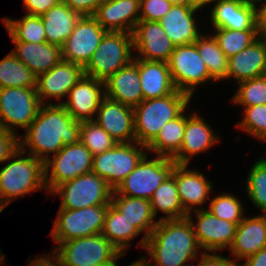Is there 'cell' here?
<instances>
[{"mask_svg": "<svg viewBox=\"0 0 266 266\" xmlns=\"http://www.w3.org/2000/svg\"><path fill=\"white\" fill-rule=\"evenodd\" d=\"M80 128L81 121L75 120L62 104H42L20 137V148L45 162L63 146L80 142Z\"/></svg>", "mask_w": 266, "mask_h": 266, "instance_id": "1", "label": "cell"}, {"mask_svg": "<svg viewBox=\"0 0 266 266\" xmlns=\"http://www.w3.org/2000/svg\"><path fill=\"white\" fill-rule=\"evenodd\" d=\"M144 249L154 261L143 256L146 266H185L188 261L198 259L201 247L190 220L185 217L159 220L146 238Z\"/></svg>", "mask_w": 266, "mask_h": 266, "instance_id": "2", "label": "cell"}, {"mask_svg": "<svg viewBox=\"0 0 266 266\" xmlns=\"http://www.w3.org/2000/svg\"><path fill=\"white\" fill-rule=\"evenodd\" d=\"M19 148L0 169V210L31 192L47 190L44 161ZM21 156V157H20ZM23 156V157H22ZM13 159V160H12Z\"/></svg>", "mask_w": 266, "mask_h": 266, "instance_id": "3", "label": "cell"}, {"mask_svg": "<svg viewBox=\"0 0 266 266\" xmlns=\"http://www.w3.org/2000/svg\"><path fill=\"white\" fill-rule=\"evenodd\" d=\"M191 101V97L176 90L174 93L143 100L134 109L136 142L147 146L169 121L178 117Z\"/></svg>", "mask_w": 266, "mask_h": 266, "instance_id": "4", "label": "cell"}, {"mask_svg": "<svg viewBox=\"0 0 266 266\" xmlns=\"http://www.w3.org/2000/svg\"><path fill=\"white\" fill-rule=\"evenodd\" d=\"M53 253L61 266L112 265L123 256L101 233L56 243Z\"/></svg>", "mask_w": 266, "mask_h": 266, "instance_id": "5", "label": "cell"}, {"mask_svg": "<svg viewBox=\"0 0 266 266\" xmlns=\"http://www.w3.org/2000/svg\"><path fill=\"white\" fill-rule=\"evenodd\" d=\"M132 50V33L108 31L84 68L85 75L105 82L134 59Z\"/></svg>", "mask_w": 266, "mask_h": 266, "instance_id": "6", "label": "cell"}, {"mask_svg": "<svg viewBox=\"0 0 266 266\" xmlns=\"http://www.w3.org/2000/svg\"><path fill=\"white\" fill-rule=\"evenodd\" d=\"M146 154L135 169L113 190L112 194L150 200L154 191L172 175L177 164L173 159L159 156L148 160Z\"/></svg>", "mask_w": 266, "mask_h": 266, "instance_id": "7", "label": "cell"}, {"mask_svg": "<svg viewBox=\"0 0 266 266\" xmlns=\"http://www.w3.org/2000/svg\"><path fill=\"white\" fill-rule=\"evenodd\" d=\"M113 190L99 175L90 172L57 186L51 193L60 195L59 209H81L110 205Z\"/></svg>", "mask_w": 266, "mask_h": 266, "instance_id": "8", "label": "cell"}, {"mask_svg": "<svg viewBox=\"0 0 266 266\" xmlns=\"http://www.w3.org/2000/svg\"><path fill=\"white\" fill-rule=\"evenodd\" d=\"M109 205L81 209H59L50 235L54 243L96 235L102 232Z\"/></svg>", "mask_w": 266, "mask_h": 266, "instance_id": "9", "label": "cell"}, {"mask_svg": "<svg viewBox=\"0 0 266 266\" xmlns=\"http://www.w3.org/2000/svg\"><path fill=\"white\" fill-rule=\"evenodd\" d=\"M146 154V146L136 141L117 143L113 148L93 156L91 172L99 175L115 189Z\"/></svg>", "mask_w": 266, "mask_h": 266, "instance_id": "10", "label": "cell"}, {"mask_svg": "<svg viewBox=\"0 0 266 266\" xmlns=\"http://www.w3.org/2000/svg\"><path fill=\"white\" fill-rule=\"evenodd\" d=\"M93 155L81 143L63 146L44 162L45 184L49 194L59 185L92 171ZM51 169V170H50Z\"/></svg>", "mask_w": 266, "mask_h": 266, "instance_id": "11", "label": "cell"}, {"mask_svg": "<svg viewBox=\"0 0 266 266\" xmlns=\"http://www.w3.org/2000/svg\"><path fill=\"white\" fill-rule=\"evenodd\" d=\"M167 63L175 88L191 98L196 87L214 82L195 43L175 46Z\"/></svg>", "mask_w": 266, "mask_h": 266, "instance_id": "12", "label": "cell"}, {"mask_svg": "<svg viewBox=\"0 0 266 266\" xmlns=\"http://www.w3.org/2000/svg\"><path fill=\"white\" fill-rule=\"evenodd\" d=\"M41 106L36 88H1L0 127L14 133L15 126L26 130L36 118Z\"/></svg>", "mask_w": 266, "mask_h": 266, "instance_id": "13", "label": "cell"}, {"mask_svg": "<svg viewBox=\"0 0 266 266\" xmlns=\"http://www.w3.org/2000/svg\"><path fill=\"white\" fill-rule=\"evenodd\" d=\"M107 32L93 15L80 16L61 46L62 59L85 68Z\"/></svg>", "mask_w": 266, "mask_h": 266, "instance_id": "14", "label": "cell"}, {"mask_svg": "<svg viewBox=\"0 0 266 266\" xmlns=\"http://www.w3.org/2000/svg\"><path fill=\"white\" fill-rule=\"evenodd\" d=\"M196 215V223L192 220V214ZM193 227L197 241L201 249L206 252H217L231 248L238 224L222 220L207 209L191 211L186 216Z\"/></svg>", "mask_w": 266, "mask_h": 266, "instance_id": "15", "label": "cell"}, {"mask_svg": "<svg viewBox=\"0 0 266 266\" xmlns=\"http://www.w3.org/2000/svg\"><path fill=\"white\" fill-rule=\"evenodd\" d=\"M132 36L135 59L168 62L175 49L159 21L139 20Z\"/></svg>", "mask_w": 266, "mask_h": 266, "instance_id": "16", "label": "cell"}, {"mask_svg": "<svg viewBox=\"0 0 266 266\" xmlns=\"http://www.w3.org/2000/svg\"><path fill=\"white\" fill-rule=\"evenodd\" d=\"M105 97V83L84 75L68 92L62 105L77 121L94 120L102 99Z\"/></svg>", "mask_w": 266, "mask_h": 266, "instance_id": "17", "label": "cell"}, {"mask_svg": "<svg viewBox=\"0 0 266 266\" xmlns=\"http://www.w3.org/2000/svg\"><path fill=\"white\" fill-rule=\"evenodd\" d=\"M94 120L118 143L135 142L134 109L106 96Z\"/></svg>", "mask_w": 266, "mask_h": 266, "instance_id": "18", "label": "cell"}, {"mask_svg": "<svg viewBox=\"0 0 266 266\" xmlns=\"http://www.w3.org/2000/svg\"><path fill=\"white\" fill-rule=\"evenodd\" d=\"M85 75L84 68L78 64L62 60L36 79V91L42 104L48 98L57 99L61 104L70 89ZM60 100V101H59Z\"/></svg>", "mask_w": 266, "mask_h": 266, "instance_id": "19", "label": "cell"}, {"mask_svg": "<svg viewBox=\"0 0 266 266\" xmlns=\"http://www.w3.org/2000/svg\"><path fill=\"white\" fill-rule=\"evenodd\" d=\"M188 165L176 164L172 171L181 204L187 213L201 209L199 207L205 203L213 190L211 180L208 181L199 170L188 169Z\"/></svg>", "mask_w": 266, "mask_h": 266, "instance_id": "20", "label": "cell"}, {"mask_svg": "<svg viewBox=\"0 0 266 266\" xmlns=\"http://www.w3.org/2000/svg\"><path fill=\"white\" fill-rule=\"evenodd\" d=\"M198 113L186 116V126L180 150L171 158L177 164H189L191 157L209 150L219 138Z\"/></svg>", "mask_w": 266, "mask_h": 266, "instance_id": "21", "label": "cell"}, {"mask_svg": "<svg viewBox=\"0 0 266 266\" xmlns=\"http://www.w3.org/2000/svg\"><path fill=\"white\" fill-rule=\"evenodd\" d=\"M210 10L213 28L257 30L255 4L243 0H216Z\"/></svg>", "mask_w": 266, "mask_h": 266, "instance_id": "22", "label": "cell"}, {"mask_svg": "<svg viewBox=\"0 0 266 266\" xmlns=\"http://www.w3.org/2000/svg\"><path fill=\"white\" fill-rule=\"evenodd\" d=\"M105 96L129 107L143 101V91L139 77V59H134L119 69L105 82Z\"/></svg>", "mask_w": 266, "mask_h": 266, "instance_id": "23", "label": "cell"}, {"mask_svg": "<svg viewBox=\"0 0 266 266\" xmlns=\"http://www.w3.org/2000/svg\"><path fill=\"white\" fill-rule=\"evenodd\" d=\"M107 31L132 33L140 16V0H105L93 15Z\"/></svg>", "mask_w": 266, "mask_h": 266, "instance_id": "24", "label": "cell"}, {"mask_svg": "<svg viewBox=\"0 0 266 266\" xmlns=\"http://www.w3.org/2000/svg\"><path fill=\"white\" fill-rule=\"evenodd\" d=\"M198 10L191 5L173 4L170 11L159 20L167 36L175 46L194 43L202 34L198 30L194 16Z\"/></svg>", "mask_w": 266, "mask_h": 266, "instance_id": "25", "label": "cell"}, {"mask_svg": "<svg viewBox=\"0 0 266 266\" xmlns=\"http://www.w3.org/2000/svg\"><path fill=\"white\" fill-rule=\"evenodd\" d=\"M266 75V38L259 37L250 46L228 58L227 79L240 83Z\"/></svg>", "mask_w": 266, "mask_h": 266, "instance_id": "26", "label": "cell"}, {"mask_svg": "<svg viewBox=\"0 0 266 266\" xmlns=\"http://www.w3.org/2000/svg\"><path fill=\"white\" fill-rule=\"evenodd\" d=\"M266 247V214L244 217L238 224L231 251L234 260H245Z\"/></svg>", "mask_w": 266, "mask_h": 266, "instance_id": "27", "label": "cell"}, {"mask_svg": "<svg viewBox=\"0 0 266 266\" xmlns=\"http://www.w3.org/2000/svg\"><path fill=\"white\" fill-rule=\"evenodd\" d=\"M12 42L15 45L12 53L22 61L36 77L46 73L63 60L61 47L58 45L48 42Z\"/></svg>", "mask_w": 266, "mask_h": 266, "instance_id": "28", "label": "cell"}, {"mask_svg": "<svg viewBox=\"0 0 266 266\" xmlns=\"http://www.w3.org/2000/svg\"><path fill=\"white\" fill-rule=\"evenodd\" d=\"M111 204L132 223L141 233L145 234L138 245L145 248L146 238L151 234L159 220H155L150 200L112 194Z\"/></svg>", "mask_w": 266, "mask_h": 266, "instance_id": "29", "label": "cell"}, {"mask_svg": "<svg viewBox=\"0 0 266 266\" xmlns=\"http://www.w3.org/2000/svg\"><path fill=\"white\" fill-rule=\"evenodd\" d=\"M139 77L143 100L164 97L177 90L167 62L139 59Z\"/></svg>", "mask_w": 266, "mask_h": 266, "instance_id": "30", "label": "cell"}, {"mask_svg": "<svg viewBox=\"0 0 266 266\" xmlns=\"http://www.w3.org/2000/svg\"><path fill=\"white\" fill-rule=\"evenodd\" d=\"M80 15L61 1L41 16L45 28L46 41L62 46L70 34Z\"/></svg>", "mask_w": 266, "mask_h": 266, "instance_id": "31", "label": "cell"}, {"mask_svg": "<svg viewBox=\"0 0 266 266\" xmlns=\"http://www.w3.org/2000/svg\"><path fill=\"white\" fill-rule=\"evenodd\" d=\"M186 126L185 110L175 119L166 123L157 136L146 146L155 156L172 158L181 148Z\"/></svg>", "mask_w": 266, "mask_h": 266, "instance_id": "32", "label": "cell"}, {"mask_svg": "<svg viewBox=\"0 0 266 266\" xmlns=\"http://www.w3.org/2000/svg\"><path fill=\"white\" fill-rule=\"evenodd\" d=\"M141 232L130 223L112 204L109 205L101 234L105 236L122 255L129 248L130 241Z\"/></svg>", "mask_w": 266, "mask_h": 266, "instance_id": "33", "label": "cell"}, {"mask_svg": "<svg viewBox=\"0 0 266 266\" xmlns=\"http://www.w3.org/2000/svg\"><path fill=\"white\" fill-rule=\"evenodd\" d=\"M150 204L156 218L159 211L165 215L158 220L181 219L187 216L177 191L175 178L171 175L153 193Z\"/></svg>", "mask_w": 266, "mask_h": 266, "instance_id": "34", "label": "cell"}, {"mask_svg": "<svg viewBox=\"0 0 266 266\" xmlns=\"http://www.w3.org/2000/svg\"><path fill=\"white\" fill-rule=\"evenodd\" d=\"M194 43L214 82L227 79L228 58L219 48L214 35L202 33Z\"/></svg>", "mask_w": 266, "mask_h": 266, "instance_id": "35", "label": "cell"}, {"mask_svg": "<svg viewBox=\"0 0 266 266\" xmlns=\"http://www.w3.org/2000/svg\"><path fill=\"white\" fill-rule=\"evenodd\" d=\"M37 77L12 51L0 60V89L36 88Z\"/></svg>", "mask_w": 266, "mask_h": 266, "instance_id": "36", "label": "cell"}, {"mask_svg": "<svg viewBox=\"0 0 266 266\" xmlns=\"http://www.w3.org/2000/svg\"><path fill=\"white\" fill-rule=\"evenodd\" d=\"M12 41L43 43L46 41L41 16L25 14L22 19H2Z\"/></svg>", "mask_w": 266, "mask_h": 266, "instance_id": "37", "label": "cell"}, {"mask_svg": "<svg viewBox=\"0 0 266 266\" xmlns=\"http://www.w3.org/2000/svg\"><path fill=\"white\" fill-rule=\"evenodd\" d=\"M214 29L213 33H215L213 35L217 40L219 48L227 58L236 55L259 38L257 30Z\"/></svg>", "mask_w": 266, "mask_h": 266, "instance_id": "38", "label": "cell"}, {"mask_svg": "<svg viewBox=\"0 0 266 266\" xmlns=\"http://www.w3.org/2000/svg\"><path fill=\"white\" fill-rule=\"evenodd\" d=\"M246 194L262 214H266V159L260 158L249 170L246 179Z\"/></svg>", "mask_w": 266, "mask_h": 266, "instance_id": "39", "label": "cell"}, {"mask_svg": "<svg viewBox=\"0 0 266 266\" xmlns=\"http://www.w3.org/2000/svg\"><path fill=\"white\" fill-rule=\"evenodd\" d=\"M80 142L93 156L113 148L118 143L93 120L81 121Z\"/></svg>", "mask_w": 266, "mask_h": 266, "instance_id": "40", "label": "cell"}, {"mask_svg": "<svg viewBox=\"0 0 266 266\" xmlns=\"http://www.w3.org/2000/svg\"><path fill=\"white\" fill-rule=\"evenodd\" d=\"M238 89L230 102L248 107L266 104V75L238 83Z\"/></svg>", "mask_w": 266, "mask_h": 266, "instance_id": "41", "label": "cell"}, {"mask_svg": "<svg viewBox=\"0 0 266 266\" xmlns=\"http://www.w3.org/2000/svg\"><path fill=\"white\" fill-rule=\"evenodd\" d=\"M207 210L216 217L235 224H239L245 217L242 202L235 195L226 192L212 198Z\"/></svg>", "mask_w": 266, "mask_h": 266, "instance_id": "42", "label": "cell"}, {"mask_svg": "<svg viewBox=\"0 0 266 266\" xmlns=\"http://www.w3.org/2000/svg\"><path fill=\"white\" fill-rule=\"evenodd\" d=\"M243 117L237 124L245 133L261 141L266 136V104L242 107Z\"/></svg>", "mask_w": 266, "mask_h": 266, "instance_id": "43", "label": "cell"}, {"mask_svg": "<svg viewBox=\"0 0 266 266\" xmlns=\"http://www.w3.org/2000/svg\"><path fill=\"white\" fill-rule=\"evenodd\" d=\"M173 4L168 0H140L139 20L159 21Z\"/></svg>", "mask_w": 266, "mask_h": 266, "instance_id": "44", "label": "cell"}, {"mask_svg": "<svg viewBox=\"0 0 266 266\" xmlns=\"http://www.w3.org/2000/svg\"><path fill=\"white\" fill-rule=\"evenodd\" d=\"M19 148L20 136L0 127V164L10 159Z\"/></svg>", "mask_w": 266, "mask_h": 266, "instance_id": "45", "label": "cell"}, {"mask_svg": "<svg viewBox=\"0 0 266 266\" xmlns=\"http://www.w3.org/2000/svg\"><path fill=\"white\" fill-rule=\"evenodd\" d=\"M80 16H92L105 0H62Z\"/></svg>", "mask_w": 266, "mask_h": 266, "instance_id": "46", "label": "cell"}, {"mask_svg": "<svg viewBox=\"0 0 266 266\" xmlns=\"http://www.w3.org/2000/svg\"><path fill=\"white\" fill-rule=\"evenodd\" d=\"M62 0H22L23 7L29 15L42 16Z\"/></svg>", "mask_w": 266, "mask_h": 266, "instance_id": "47", "label": "cell"}, {"mask_svg": "<svg viewBox=\"0 0 266 266\" xmlns=\"http://www.w3.org/2000/svg\"><path fill=\"white\" fill-rule=\"evenodd\" d=\"M197 266H241L236 260L223 257L215 252H203Z\"/></svg>", "mask_w": 266, "mask_h": 266, "instance_id": "48", "label": "cell"}, {"mask_svg": "<svg viewBox=\"0 0 266 266\" xmlns=\"http://www.w3.org/2000/svg\"><path fill=\"white\" fill-rule=\"evenodd\" d=\"M255 18L259 37L266 38V0H258L255 3Z\"/></svg>", "mask_w": 266, "mask_h": 266, "instance_id": "49", "label": "cell"}, {"mask_svg": "<svg viewBox=\"0 0 266 266\" xmlns=\"http://www.w3.org/2000/svg\"><path fill=\"white\" fill-rule=\"evenodd\" d=\"M29 262L27 266H61L58 257L53 252L50 256L40 255Z\"/></svg>", "mask_w": 266, "mask_h": 266, "instance_id": "50", "label": "cell"}, {"mask_svg": "<svg viewBox=\"0 0 266 266\" xmlns=\"http://www.w3.org/2000/svg\"><path fill=\"white\" fill-rule=\"evenodd\" d=\"M241 266H266V247L246 258Z\"/></svg>", "mask_w": 266, "mask_h": 266, "instance_id": "51", "label": "cell"}, {"mask_svg": "<svg viewBox=\"0 0 266 266\" xmlns=\"http://www.w3.org/2000/svg\"><path fill=\"white\" fill-rule=\"evenodd\" d=\"M216 0H191V6L197 7L199 9L204 8L205 6L209 5L211 6V4L213 5V3Z\"/></svg>", "mask_w": 266, "mask_h": 266, "instance_id": "52", "label": "cell"}, {"mask_svg": "<svg viewBox=\"0 0 266 266\" xmlns=\"http://www.w3.org/2000/svg\"><path fill=\"white\" fill-rule=\"evenodd\" d=\"M111 266H118V264L114 262ZM127 266H146V265H145L144 259L140 257V259L132 262L131 264Z\"/></svg>", "mask_w": 266, "mask_h": 266, "instance_id": "53", "label": "cell"}, {"mask_svg": "<svg viewBox=\"0 0 266 266\" xmlns=\"http://www.w3.org/2000/svg\"><path fill=\"white\" fill-rule=\"evenodd\" d=\"M172 4L177 5H191V0H168Z\"/></svg>", "mask_w": 266, "mask_h": 266, "instance_id": "54", "label": "cell"}, {"mask_svg": "<svg viewBox=\"0 0 266 266\" xmlns=\"http://www.w3.org/2000/svg\"><path fill=\"white\" fill-rule=\"evenodd\" d=\"M243 1H245V2H250V3H256L258 0H243Z\"/></svg>", "mask_w": 266, "mask_h": 266, "instance_id": "55", "label": "cell"}, {"mask_svg": "<svg viewBox=\"0 0 266 266\" xmlns=\"http://www.w3.org/2000/svg\"><path fill=\"white\" fill-rule=\"evenodd\" d=\"M261 141H264V142H266V136L261 140Z\"/></svg>", "mask_w": 266, "mask_h": 266, "instance_id": "56", "label": "cell"}]
</instances>
